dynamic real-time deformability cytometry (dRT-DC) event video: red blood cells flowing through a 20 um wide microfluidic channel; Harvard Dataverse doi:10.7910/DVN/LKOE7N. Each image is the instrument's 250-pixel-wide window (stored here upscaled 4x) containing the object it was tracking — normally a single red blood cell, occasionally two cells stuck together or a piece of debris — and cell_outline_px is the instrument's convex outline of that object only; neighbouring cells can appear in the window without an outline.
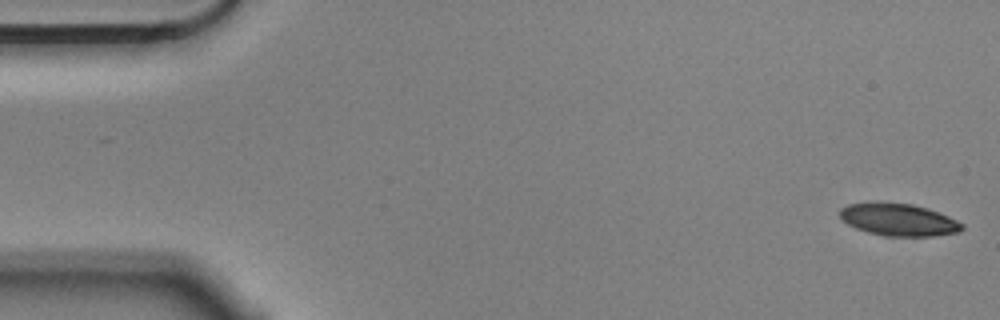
{"species": "Egyptian fruit bat (a non-hibernating species)", "species_latin": "Rousettus aegyptiacus", "temperature_condition": "cold", "stored_images_in_passage": 15, "camera_frame_rate_fps": 3000, "um_per_image_px": 0.085, "animal": {"sex": "male"}, "frame": {"image": 1, "passage_image": 1, "time_ms": 0.0, "image_size_px": [1000, 320], "cell_outline_px": [[964, 228], [960, 232], [932, 236], [884, 236], [868, 232], [856, 228], [848, 224], [840, 216], [840, 208], [848, 204], [876, 200], [884, 200], [912, 204], [928, 208], [948, 216], [964, 224]], "centroid_in_image_um": [76.36, 18.64], "position_along_channel_um": 8.6, "area_um2": 23.52}}
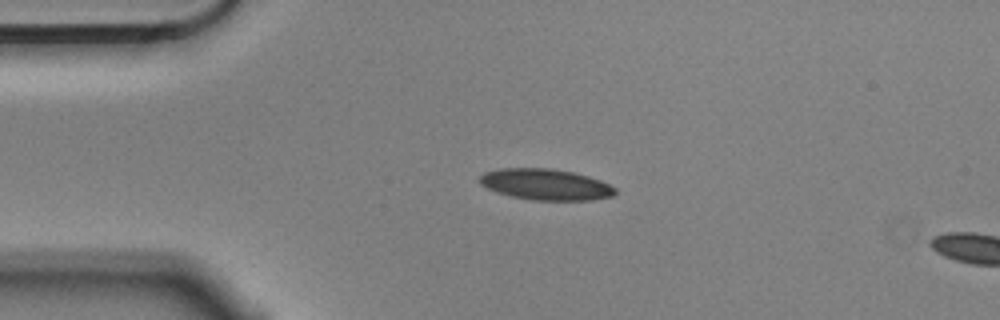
{"frame": {"image": 2, "passage_image": 12, "time_ms": 3.667, "image_size_px": [1000, 320], "cell_outline_px": [[616, 192], [612, 196], [592, 200], [532, 200], [512, 196], [496, 192], [480, 184], [480, 176], [484, 172], [500, 168], [552, 168], [572, 172], [588, 176], [600, 180], [616, 188]], "centroid_in_image_um": [46.37, 15.67], "position_along_channel_um": 38.6, "area_um2": 24.51}}